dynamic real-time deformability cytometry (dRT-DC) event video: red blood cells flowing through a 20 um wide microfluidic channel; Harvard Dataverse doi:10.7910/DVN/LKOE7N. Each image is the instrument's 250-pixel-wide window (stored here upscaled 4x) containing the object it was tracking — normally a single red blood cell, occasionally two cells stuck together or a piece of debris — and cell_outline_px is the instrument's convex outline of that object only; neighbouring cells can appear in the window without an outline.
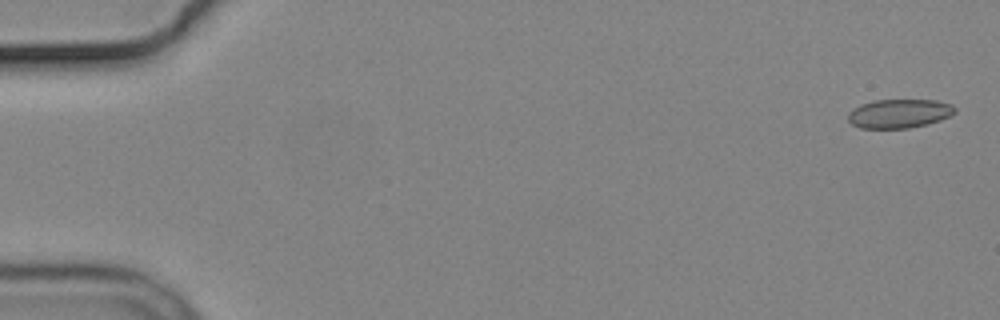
{"species": "common noctule bat (a hibernating species)", "species_latin": "Nyctalus noctula", "temperature_condition": "cold", "stored_images_in_passage": 4, "camera_frame_rate_fps": 3000, "um_per_image_px": 0.085, "animal": {"sex": "male", "body_mass_g": 19.2, "forearm_length_mm": 51.8}, "frame": {"image": 1, "passage_image": 1, "time_ms": 0.0, "image_size_px": [1000, 320], "cell_outline_px": [[956, 112], [940, 120], [928, 124], [908, 128], [860, 128], [852, 124], [848, 120], [848, 112], [852, 108], [860, 104], [876, 100], [936, 100], [952, 104], [956, 108]], "centroid_in_image_um": [76.42, 9.65], "position_along_channel_um": 8.6, "area_um2": 18.09}}